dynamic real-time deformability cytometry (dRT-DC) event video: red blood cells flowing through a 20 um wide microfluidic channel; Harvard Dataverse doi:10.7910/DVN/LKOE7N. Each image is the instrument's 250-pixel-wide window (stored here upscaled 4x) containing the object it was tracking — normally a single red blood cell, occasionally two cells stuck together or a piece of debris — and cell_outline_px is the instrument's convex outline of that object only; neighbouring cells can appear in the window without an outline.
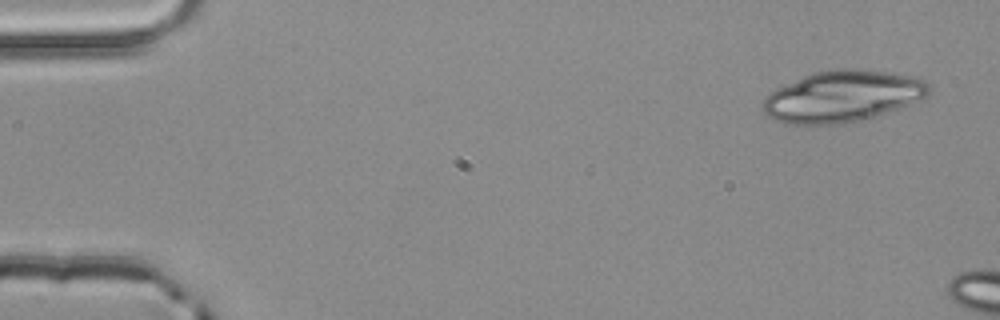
{"species": "common noctule bat (a hibernating species)", "species_latin": "Nyctalus noctula", "temperature_condition": "room temperature", "stored_images_in_passage": 4, "segment_of_instrument_passage": [2, 2], "camera_frame_rate_fps": 3000, "um_per_image_px": 0.085, "animal": {"sex": "male", "body_mass_g": 20.4}, "frame": {"image": 1, "passage_image": 4, "time_ms": 1.0, "image_size_px": [1000, 320], "cell_outline_px": [[932, 88], [924, 96], [908, 104], [872, 116], [844, 124], [788, 124], [776, 120], [768, 116], [764, 112], [760, 104], [776, 88], [812, 72], [832, 68], [856, 68], [888, 72], [908, 76], [924, 80]], "centroid_in_image_um": [71.54, 8.17], "position_along_channel_um": 13.5, "area_um2": 49.19}}